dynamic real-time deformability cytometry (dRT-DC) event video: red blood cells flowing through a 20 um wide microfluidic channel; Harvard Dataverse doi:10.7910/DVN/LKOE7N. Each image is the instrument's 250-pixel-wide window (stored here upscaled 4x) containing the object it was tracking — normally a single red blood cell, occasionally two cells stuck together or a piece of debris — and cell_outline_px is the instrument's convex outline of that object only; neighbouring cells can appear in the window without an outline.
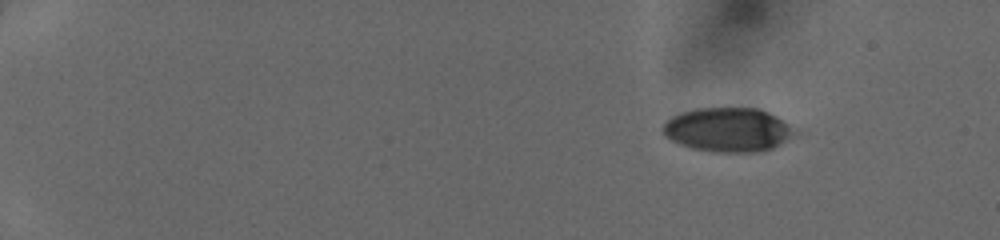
{"species": "human", "species_latin": "Homo sapiens", "temperature_condition": "cold", "stored_images_in_passage": 44, "camera_frame_rate_fps": 3000, "um_per_image_px": 0.085, "donor": {"sex": "female"}, "frame": {"image": 1, "passage_image": 1, "time_ms": 0.0, "image_size_px": [1000, 240], "cell_outline_px": [[800, 132], [796, 136], [772, 148], [760, 152], [720, 152], [692, 148], [680, 144], [664, 136], [660, 128], [664, 120], [680, 112], [696, 108], [760, 108], [776, 116]], "centroid_in_image_um": [61.87, 11.02], "position_along_channel_um": 23.1, "area_um2": 34.33}}
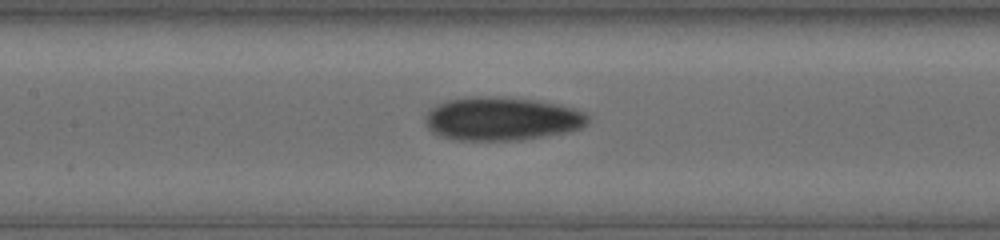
{"frame": {"image": 2, "passage_image": 21, "time_ms": 6.667, "image_size_px": [1000, 240], "cell_outline_px": [[588, 120], [580, 128], [568, 132], [520, 140], [452, 140], [440, 136], [432, 132], [428, 128], [424, 120], [424, 116], [436, 104], [448, 100], [472, 96], [496, 96], [536, 100], [556, 104], [572, 108], [584, 112], [588, 116]], "centroid_in_image_um": [42.6, 10.1], "position_along_channel_um": 164.8, "area_um2": 41.27}}
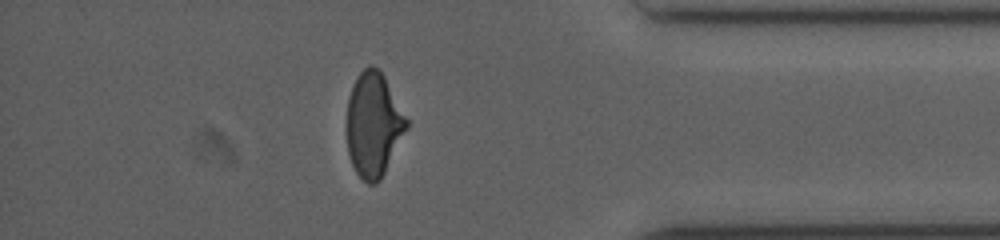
{"frame": {"image": 3, "passage_image": 39, "time_ms": 12.667, "image_size_px": [1000, 240], "cell_outline_px": [[408, 128], [380, 180], [376, 184], [368, 184], [356, 172], [352, 164], [348, 152], [348, 96], [356, 76], [368, 64], [372, 64], [380, 68], [408, 120]], "centroid_in_image_um": [31.76, 10.55], "position_along_channel_um": 403.4, "area_um2": 36.18}}